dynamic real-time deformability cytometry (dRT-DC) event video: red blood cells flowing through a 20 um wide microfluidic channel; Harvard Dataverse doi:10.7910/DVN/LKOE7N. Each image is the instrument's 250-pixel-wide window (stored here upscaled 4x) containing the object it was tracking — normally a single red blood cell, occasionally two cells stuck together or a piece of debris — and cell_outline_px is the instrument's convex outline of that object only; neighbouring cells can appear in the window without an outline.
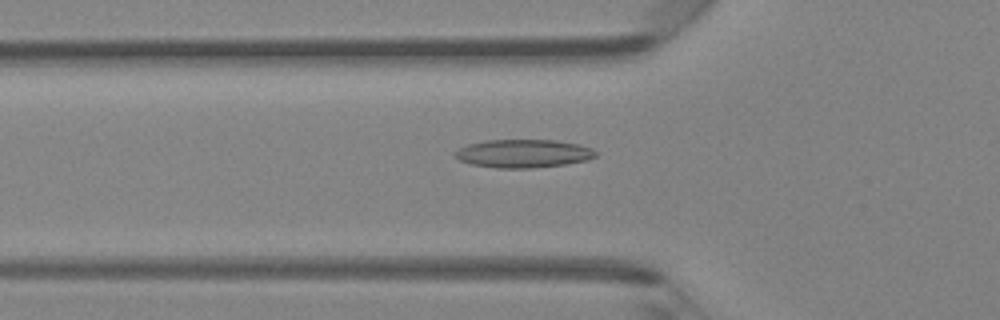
{"species": "Egyptian fruit bat (a non-hibernating species)", "species_latin": "Rousettus aegyptiacus", "temperature_condition": "room temperature", "stored_images_in_passage": 47, "camera_frame_rate_fps": 3000, "um_per_image_px": 0.085, "animal": {"sex": "female"}, "frame": {"image": 1, "passage_image": 16, "time_ms": 5.0, "image_size_px": [1000, 320], "cell_outline_px": [[596, 156], [588, 160], [564, 164], [532, 168], [496, 168], [472, 164], [460, 160], [452, 156], [452, 152], [468, 144], [488, 140], [556, 140], [580, 144], [592, 148], [596, 152]], "centroid_in_image_um": [44.47, 13.04], "position_along_channel_um": 81.3, "area_um2": 23.24}}
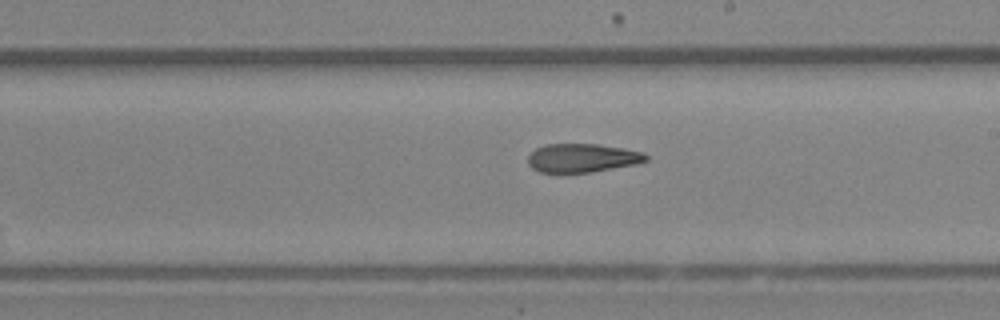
{"frame": {"image": 2, "passage_image": 27, "time_ms": 8.667, "image_size_px": [1000, 320], "cell_outline_px": [[648, 160], [636, 164], [592, 172], [564, 176], [540, 172], [532, 168], [528, 164], [528, 156], [536, 148], [544, 144], [596, 144], [624, 148], [644, 152], [648, 156]], "centroid_in_image_um": [49.45, 13.47], "position_along_channel_um": 239.5, "area_um2": 20.46}}
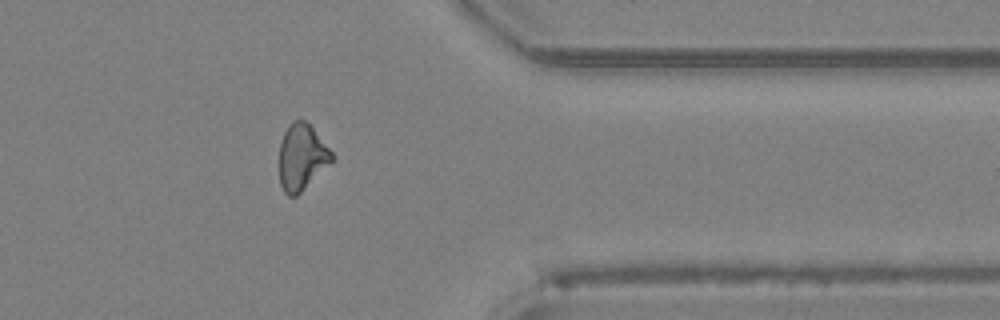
{"frame": {"image": 3, "passage_image": 38, "time_ms": 12.333, "image_size_px": [1000, 320], "cell_outline_px": [[332, 160], [296, 196], [288, 196], [284, 192], [280, 184], [280, 144], [284, 132], [288, 124], [292, 120], [304, 120], [312, 128], [332, 152]], "centroid_in_image_um": [25.61, 13.34], "position_along_channel_um": 385.8, "area_um2": 19.65}, "authors_computed_cell_mechanics": {"area_um2": 20.9814, "velocity_mm_per_s": 4.3337, "shape_relaxation_time_tau1_ms": null, "shape_relaxation_time_tau2_ms": 4.3525, "deformation_change_tau1": null, "deformation_change_tau2": 0.1434}}